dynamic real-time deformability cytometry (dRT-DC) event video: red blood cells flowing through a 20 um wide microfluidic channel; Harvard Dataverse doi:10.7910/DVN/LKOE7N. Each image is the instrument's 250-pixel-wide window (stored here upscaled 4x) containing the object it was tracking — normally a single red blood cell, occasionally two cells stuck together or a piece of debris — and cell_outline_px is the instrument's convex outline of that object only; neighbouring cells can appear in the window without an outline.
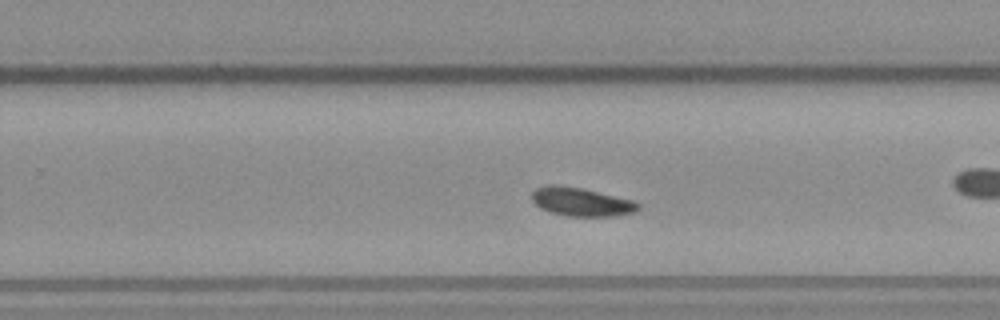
{"species": "common noctule bat (a hibernating species)", "species_latin": "Nyctalus noctula", "temperature_condition": "warm", "stored_images_in_passage": 48, "camera_frame_rate_fps": 3000, "um_per_image_px": 0.085, "animal": {"sex": "male", "body_mass_g": 23.1, "forearm_length_mm": 52.7}, "frame": {"image": 1, "passage_image": 28, "time_ms": 9.0, "image_size_px": [1000, 320], "cell_outline_px": [[640, 208], [636, 212], [616, 216], [564, 216], [540, 208], [532, 200], [532, 192], [536, 188], [548, 184], [556, 184], [580, 188], [636, 200], [640, 204]], "centroid_in_image_um": [49.44, 17.16], "position_along_channel_um": 280.4, "area_um2": 17.86}}